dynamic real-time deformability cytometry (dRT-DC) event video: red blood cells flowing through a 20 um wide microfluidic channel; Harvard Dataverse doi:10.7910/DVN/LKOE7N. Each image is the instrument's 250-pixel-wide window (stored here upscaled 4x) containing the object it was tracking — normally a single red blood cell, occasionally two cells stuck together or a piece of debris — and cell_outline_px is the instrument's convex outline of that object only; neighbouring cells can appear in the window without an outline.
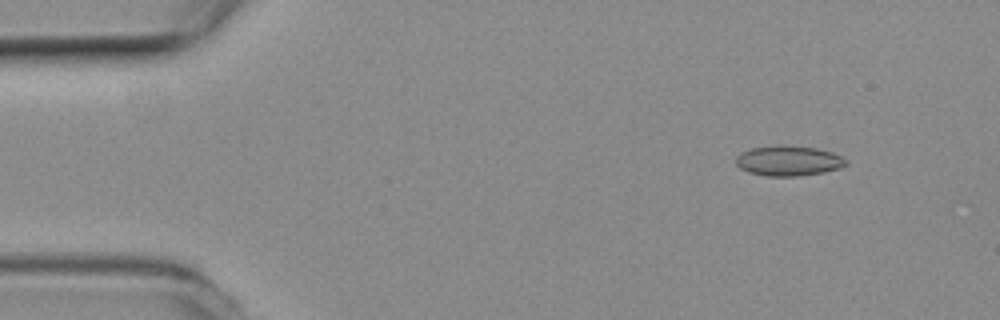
{"species": "common noctule bat (a hibernating species)", "species_latin": "Nyctalus noctula", "temperature_condition": "room temperature", "stored_images_in_passage": 54, "camera_frame_rate_fps": 3000, "um_per_image_px": 0.085, "animal": {"sex": "female", "body_mass_g": 19.3, "forearm_length_mm": 54.1}, "frame": {"image": 1, "passage_image": 6, "time_ms": 1.667, "image_size_px": [1000, 320], "cell_outline_px": [[848, 164], [840, 168], [824, 172], [796, 176], [768, 176], [748, 172], [740, 168], [736, 164], [736, 156], [740, 152], [752, 148], [776, 144], [784, 144], [816, 148], [832, 152], [848, 160]], "centroid_in_image_um": [67.02, 13.65], "position_along_channel_um": 18.0, "area_um2": 19.59}}
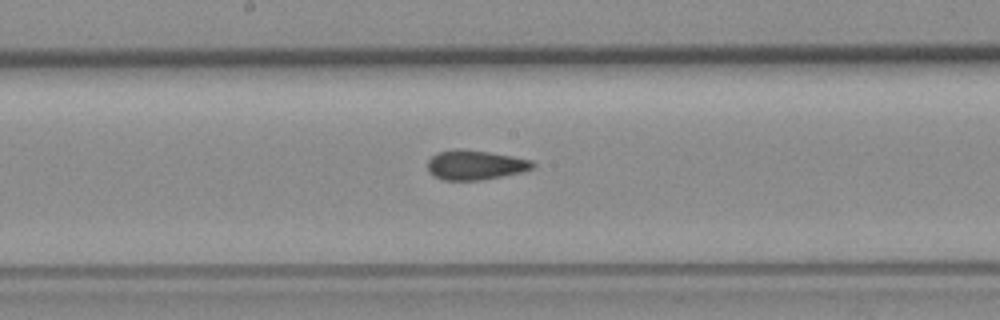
{"frame": {"image": 2, "passage_image": 28, "time_ms": 9.0, "image_size_px": [1000, 320], "cell_outline_px": [[536, 164], [532, 168], [520, 172], [504, 176], [480, 180], [444, 180], [432, 176], [428, 172], [428, 160], [436, 152], [456, 148], [488, 152], [512, 156], [532, 160]], "centroid_in_image_um": [40.35, 14.02], "position_along_channel_um": 207.8, "area_um2": 18.21}}
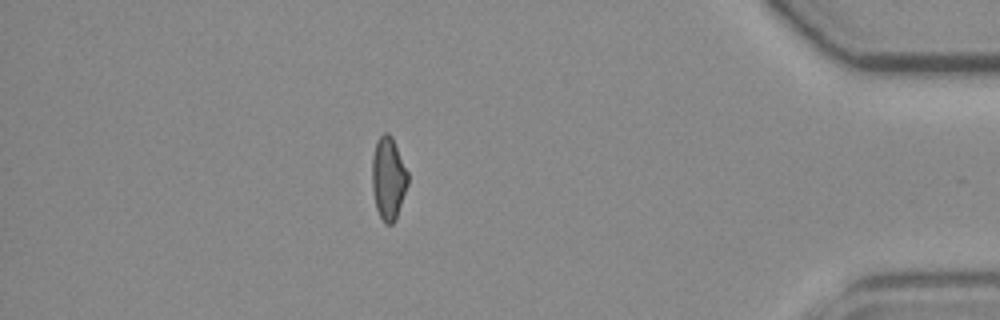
{"frame": {"image": 3, "passage_image": 47, "time_ms": 15.333, "image_size_px": [1000, 320], "cell_outline_px": [[408, 184], [396, 220], [392, 224], [384, 224], [376, 208], [372, 188], [372, 156], [376, 140], [384, 132], [388, 132], [392, 136], [408, 172]], "centroid_in_image_um": [33.01, 15.15], "position_along_channel_um": 402.2, "area_um2": 17.46}, "authors_computed_cell_mechanics": {"area_um2": 18.1492, "velocity_mm_per_s": 3.8172, "shape_relaxation_time_tau1_ms": null, "shape_relaxation_time_tau2_ms": 2.2508, "deformation_change_tau1": null, "deformation_change_tau2": 0.0674}}